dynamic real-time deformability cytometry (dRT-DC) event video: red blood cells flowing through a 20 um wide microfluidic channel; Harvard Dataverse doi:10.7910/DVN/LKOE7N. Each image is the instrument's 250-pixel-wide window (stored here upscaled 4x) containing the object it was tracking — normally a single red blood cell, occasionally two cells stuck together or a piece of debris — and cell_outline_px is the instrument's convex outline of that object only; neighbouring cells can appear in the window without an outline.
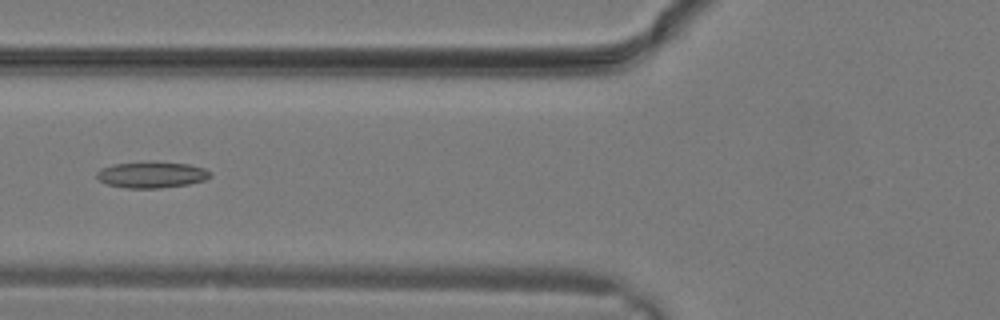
{"species": "common noctule bat (a hibernating species)", "species_latin": "Nyctalus noctula", "temperature_condition": "warm", "stored_images_in_passage": 15, "camera_frame_rate_fps": 3000, "um_per_image_px": 0.085, "animal": {"sex": "male", "body_mass_g": 19.2, "forearm_length_mm": 51.8}, "frame": {"image": 1, "passage_image": 5, "time_ms": 1.333, "image_size_px": [1000, 320], "cell_outline_px": [[212, 176], [204, 180], [188, 184], [160, 188], [124, 188], [108, 184], [100, 180], [96, 176], [96, 172], [100, 168], [112, 164], [148, 160], [188, 164], [204, 168], [212, 172]], "centroid_in_image_um": [12.88, 14.83], "position_along_channel_um": 112.9, "area_um2": 17.74}}
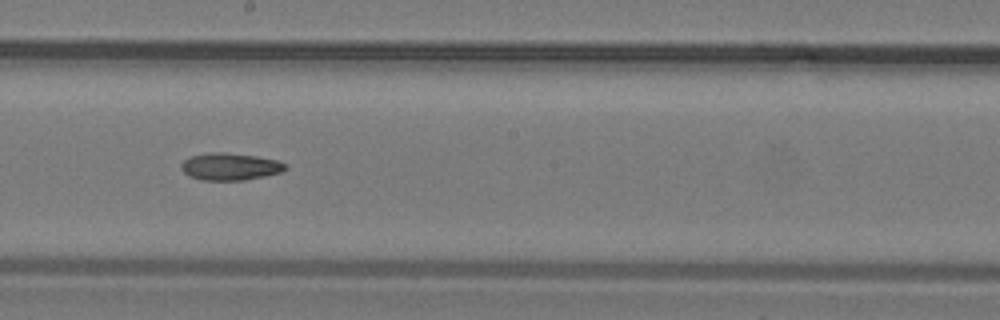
{"frame": {"image": 2, "passage_image": 10, "time_ms": 3.0, "image_size_px": [1000, 320], "cell_outline_px": [[288, 168], [280, 172], [264, 176], [244, 180], [200, 180], [188, 176], [180, 168], [180, 164], [184, 160], [192, 156], [212, 152], [224, 152], [256, 156], [276, 160], [288, 164]], "centroid_in_image_um": [19.55, 14.16], "position_along_channel_um": 228.7, "area_um2": 16.53}}
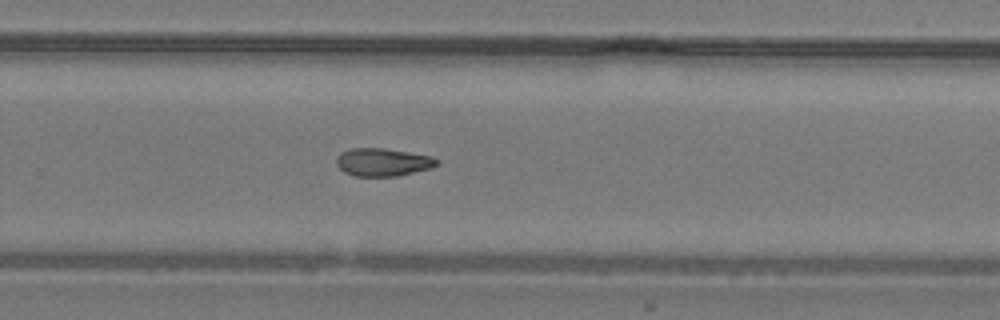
{"frame": {"image": 3, "passage_image": 13, "time_ms": 4.0, "image_size_px": [1000, 320], "cell_outline_px": [[440, 160], [436, 164], [428, 168], [396, 176], [356, 176], [344, 172], [336, 164], [336, 156], [340, 152], [352, 148], [384, 148], [432, 156]], "centroid_in_image_um": [32.49, 13.77], "position_along_channel_um": 297.3, "area_um2": 16.18}}